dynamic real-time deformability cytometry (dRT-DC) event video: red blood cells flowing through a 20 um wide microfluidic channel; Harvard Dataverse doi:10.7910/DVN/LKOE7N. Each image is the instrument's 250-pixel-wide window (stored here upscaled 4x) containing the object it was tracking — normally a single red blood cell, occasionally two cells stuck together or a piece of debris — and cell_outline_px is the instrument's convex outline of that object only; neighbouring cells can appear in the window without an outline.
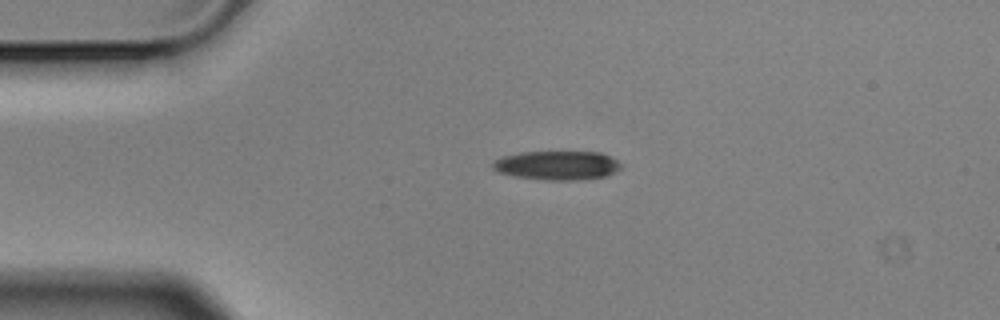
{"species": "Egyptian fruit bat (a non-hibernating species)", "species_latin": "Rousettus aegyptiacus", "temperature_condition": "cold", "stored_images_in_passage": 1, "camera_frame_rate_fps": 3000, "um_per_image_px": 0.085, "animal": {"sex": "male"}, "frame": {"image": 1, "passage_image": 1, "time_ms": 0.0, "image_size_px": [1000, 320], "cell_outline_px": [[624, 164], [620, 168], [608, 176], [576, 180], [544, 180], [512, 176], [496, 172], [492, 168], [492, 160], [504, 156], [520, 152], [600, 152]], "centroid_in_image_um": [47.32, 14.06], "position_along_channel_um": 37.7, "area_um2": 21.91}}